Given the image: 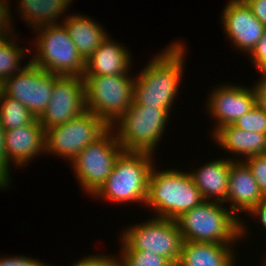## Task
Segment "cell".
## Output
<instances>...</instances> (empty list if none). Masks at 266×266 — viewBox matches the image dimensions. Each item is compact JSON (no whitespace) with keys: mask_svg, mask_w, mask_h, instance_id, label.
<instances>
[{"mask_svg":"<svg viewBox=\"0 0 266 266\" xmlns=\"http://www.w3.org/2000/svg\"><path fill=\"white\" fill-rule=\"evenodd\" d=\"M171 113L168 108L142 106L133 101L111 129L124 151L153 154L167 130Z\"/></svg>","mask_w":266,"mask_h":266,"instance_id":"5","label":"cell"},{"mask_svg":"<svg viewBox=\"0 0 266 266\" xmlns=\"http://www.w3.org/2000/svg\"><path fill=\"white\" fill-rule=\"evenodd\" d=\"M233 247L219 243L183 241L176 266H235Z\"/></svg>","mask_w":266,"mask_h":266,"instance_id":"20","label":"cell"},{"mask_svg":"<svg viewBox=\"0 0 266 266\" xmlns=\"http://www.w3.org/2000/svg\"><path fill=\"white\" fill-rule=\"evenodd\" d=\"M141 223V224H140ZM125 228L120 242L121 250L149 251L177 265L183 244L176 220L152 217Z\"/></svg>","mask_w":266,"mask_h":266,"instance_id":"8","label":"cell"},{"mask_svg":"<svg viewBox=\"0 0 266 266\" xmlns=\"http://www.w3.org/2000/svg\"><path fill=\"white\" fill-rule=\"evenodd\" d=\"M7 1L8 0H0V50L13 36H15L11 20L12 14H10L11 5L10 2Z\"/></svg>","mask_w":266,"mask_h":266,"instance_id":"28","label":"cell"},{"mask_svg":"<svg viewBox=\"0 0 266 266\" xmlns=\"http://www.w3.org/2000/svg\"><path fill=\"white\" fill-rule=\"evenodd\" d=\"M123 266H174L168 259L149 251L121 250Z\"/></svg>","mask_w":266,"mask_h":266,"instance_id":"25","label":"cell"},{"mask_svg":"<svg viewBox=\"0 0 266 266\" xmlns=\"http://www.w3.org/2000/svg\"><path fill=\"white\" fill-rule=\"evenodd\" d=\"M242 1H258V0H242Z\"/></svg>","mask_w":266,"mask_h":266,"instance_id":"39","label":"cell"},{"mask_svg":"<svg viewBox=\"0 0 266 266\" xmlns=\"http://www.w3.org/2000/svg\"><path fill=\"white\" fill-rule=\"evenodd\" d=\"M22 20L35 29L40 26L57 24L73 0H18Z\"/></svg>","mask_w":266,"mask_h":266,"instance_id":"22","label":"cell"},{"mask_svg":"<svg viewBox=\"0 0 266 266\" xmlns=\"http://www.w3.org/2000/svg\"><path fill=\"white\" fill-rule=\"evenodd\" d=\"M212 138L221 149L234 154L235 157L231 158L233 161L239 158V161H244L250 156L266 154V134L247 132L233 124L222 126Z\"/></svg>","mask_w":266,"mask_h":266,"instance_id":"19","label":"cell"},{"mask_svg":"<svg viewBox=\"0 0 266 266\" xmlns=\"http://www.w3.org/2000/svg\"><path fill=\"white\" fill-rule=\"evenodd\" d=\"M16 36L15 34L0 50V81L2 82L20 72L28 64L21 67L22 59L27 56V53L32 52L29 48L19 47L20 45L16 43V39L19 41V38Z\"/></svg>","mask_w":266,"mask_h":266,"instance_id":"24","label":"cell"},{"mask_svg":"<svg viewBox=\"0 0 266 266\" xmlns=\"http://www.w3.org/2000/svg\"><path fill=\"white\" fill-rule=\"evenodd\" d=\"M224 205L205 200L177 218L183 241L235 245L248 236L240 217Z\"/></svg>","mask_w":266,"mask_h":266,"instance_id":"2","label":"cell"},{"mask_svg":"<svg viewBox=\"0 0 266 266\" xmlns=\"http://www.w3.org/2000/svg\"><path fill=\"white\" fill-rule=\"evenodd\" d=\"M232 162L231 157L217 158L189 172L204 200L225 204Z\"/></svg>","mask_w":266,"mask_h":266,"instance_id":"18","label":"cell"},{"mask_svg":"<svg viewBox=\"0 0 266 266\" xmlns=\"http://www.w3.org/2000/svg\"><path fill=\"white\" fill-rule=\"evenodd\" d=\"M221 14L222 28L234 48L250 55L266 27L242 0H229Z\"/></svg>","mask_w":266,"mask_h":266,"instance_id":"14","label":"cell"},{"mask_svg":"<svg viewBox=\"0 0 266 266\" xmlns=\"http://www.w3.org/2000/svg\"><path fill=\"white\" fill-rule=\"evenodd\" d=\"M248 214H250L252 218L256 217L258 222L260 221V224H262V227L266 230V197H264Z\"/></svg>","mask_w":266,"mask_h":266,"instance_id":"35","label":"cell"},{"mask_svg":"<svg viewBox=\"0 0 266 266\" xmlns=\"http://www.w3.org/2000/svg\"><path fill=\"white\" fill-rule=\"evenodd\" d=\"M122 43L107 36L102 44L85 61L83 76L124 75L131 70V53ZM129 70V71H128Z\"/></svg>","mask_w":266,"mask_h":266,"instance_id":"17","label":"cell"},{"mask_svg":"<svg viewBox=\"0 0 266 266\" xmlns=\"http://www.w3.org/2000/svg\"><path fill=\"white\" fill-rule=\"evenodd\" d=\"M266 258V257H265ZM265 263V264H264ZM264 263H263V266H266V259H264Z\"/></svg>","mask_w":266,"mask_h":266,"instance_id":"38","label":"cell"},{"mask_svg":"<svg viewBox=\"0 0 266 266\" xmlns=\"http://www.w3.org/2000/svg\"><path fill=\"white\" fill-rule=\"evenodd\" d=\"M35 119L26 106L3 93L0 101V124L4 130L31 124Z\"/></svg>","mask_w":266,"mask_h":266,"instance_id":"23","label":"cell"},{"mask_svg":"<svg viewBox=\"0 0 266 266\" xmlns=\"http://www.w3.org/2000/svg\"><path fill=\"white\" fill-rule=\"evenodd\" d=\"M110 127L93 113L45 130V152L71 162L89 144L100 138Z\"/></svg>","mask_w":266,"mask_h":266,"instance_id":"10","label":"cell"},{"mask_svg":"<svg viewBox=\"0 0 266 266\" xmlns=\"http://www.w3.org/2000/svg\"><path fill=\"white\" fill-rule=\"evenodd\" d=\"M20 71L3 82L4 94L16 99L40 118L46 111L55 84V74L46 72L30 61Z\"/></svg>","mask_w":266,"mask_h":266,"instance_id":"11","label":"cell"},{"mask_svg":"<svg viewBox=\"0 0 266 266\" xmlns=\"http://www.w3.org/2000/svg\"><path fill=\"white\" fill-rule=\"evenodd\" d=\"M3 93H4V91H3V82L0 81V101H1Z\"/></svg>","mask_w":266,"mask_h":266,"instance_id":"37","label":"cell"},{"mask_svg":"<svg viewBox=\"0 0 266 266\" xmlns=\"http://www.w3.org/2000/svg\"><path fill=\"white\" fill-rule=\"evenodd\" d=\"M261 79H258L253 87L256 92L257 104L266 109V74H261Z\"/></svg>","mask_w":266,"mask_h":266,"instance_id":"34","label":"cell"},{"mask_svg":"<svg viewBox=\"0 0 266 266\" xmlns=\"http://www.w3.org/2000/svg\"><path fill=\"white\" fill-rule=\"evenodd\" d=\"M244 162L250 168L261 193L266 197V154L250 156Z\"/></svg>","mask_w":266,"mask_h":266,"instance_id":"27","label":"cell"},{"mask_svg":"<svg viewBox=\"0 0 266 266\" xmlns=\"http://www.w3.org/2000/svg\"><path fill=\"white\" fill-rule=\"evenodd\" d=\"M206 110L212 119H216L214 134L224 125L233 124L236 119L250 111L257 104L254 87L223 84L208 95Z\"/></svg>","mask_w":266,"mask_h":266,"instance_id":"13","label":"cell"},{"mask_svg":"<svg viewBox=\"0 0 266 266\" xmlns=\"http://www.w3.org/2000/svg\"><path fill=\"white\" fill-rule=\"evenodd\" d=\"M86 111L83 77L55 75L51 98L39 121L46 130L80 117Z\"/></svg>","mask_w":266,"mask_h":266,"instance_id":"12","label":"cell"},{"mask_svg":"<svg viewBox=\"0 0 266 266\" xmlns=\"http://www.w3.org/2000/svg\"><path fill=\"white\" fill-rule=\"evenodd\" d=\"M264 198L250 168L244 161H233L230 167L226 203L229 209L238 213H248Z\"/></svg>","mask_w":266,"mask_h":266,"instance_id":"16","label":"cell"},{"mask_svg":"<svg viewBox=\"0 0 266 266\" xmlns=\"http://www.w3.org/2000/svg\"><path fill=\"white\" fill-rule=\"evenodd\" d=\"M47 264L39 259H33L24 255L0 258V266H46Z\"/></svg>","mask_w":266,"mask_h":266,"instance_id":"31","label":"cell"},{"mask_svg":"<svg viewBox=\"0 0 266 266\" xmlns=\"http://www.w3.org/2000/svg\"><path fill=\"white\" fill-rule=\"evenodd\" d=\"M61 22L79 54L86 61L107 38V31L94 19L80 14H69Z\"/></svg>","mask_w":266,"mask_h":266,"instance_id":"21","label":"cell"},{"mask_svg":"<svg viewBox=\"0 0 266 266\" xmlns=\"http://www.w3.org/2000/svg\"><path fill=\"white\" fill-rule=\"evenodd\" d=\"M233 125L247 132L266 134V109L256 104L254 108L236 119Z\"/></svg>","mask_w":266,"mask_h":266,"instance_id":"26","label":"cell"},{"mask_svg":"<svg viewBox=\"0 0 266 266\" xmlns=\"http://www.w3.org/2000/svg\"><path fill=\"white\" fill-rule=\"evenodd\" d=\"M154 163L151 153L123 151L106 182L92 198L122 204L137 202L145 206L149 174Z\"/></svg>","mask_w":266,"mask_h":266,"instance_id":"4","label":"cell"},{"mask_svg":"<svg viewBox=\"0 0 266 266\" xmlns=\"http://www.w3.org/2000/svg\"><path fill=\"white\" fill-rule=\"evenodd\" d=\"M135 76H83L87 111L111 128L133 102Z\"/></svg>","mask_w":266,"mask_h":266,"instance_id":"7","label":"cell"},{"mask_svg":"<svg viewBox=\"0 0 266 266\" xmlns=\"http://www.w3.org/2000/svg\"><path fill=\"white\" fill-rule=\"evenodd\" d=\"M249 56L256 70L266 62V30Z\"/></svg>","mask_w":266,"mask_h":266,"instance_id":"32","label":"cell"},{"mask_svg":"<svg viewBox=\"0 0 266 266\" xmlns=\"http://www.w3.org/2000/svg\"><path fill=\"white\" fill-rule=\"evenodd\" d=\"M72 266H123V262L119 257H115V255L107 256L106 255H90L85 256L84 258L80 259L79 261L73 263Z\"/></svg>","mask_w":266,"mask_h":266,"instance_id":"29","label":"cell"},{"mask_svg":"<svg viewBox=\"0 0 266 266\" xmlns=\"http://www.w3.org/2000/svg\"><path fill=\"white\" fill-rule=\"evenodd\" d=\"M4 145L6 160L10 166H26L40 153L46 154L45 129L36 118L31 124L5 130Z\"/></svg>","mask_w":266,"mask_h":266,"instance_id":"15","label":"cell"},{"mask_svg":"<svg viewBox=\"0 0 266 266\" xmlns=\"http://www.w3.org/2000/svg\"><path fill=\"white\" fill-rule=\"evenodd\" d=\"M4 133L5 130L0 124V189L6 190L8 189V185H10L11 177H9V173L11 172V166L8 164L6 160V151L4 145ZM10 168V169H9Z\"/></svg>","mask_w":266,"mask_h":266,"instance_id":"30","label":"cell"},{"mask_svg":"<svg viewBox=\"0 0 266 266\" xmlns=\"http://www.w3.org/2000/svg\"><path fill=\"white\" fill-rule=\"evenodd\" d=\"M257 71L259 74H266V62Z\"/></svg>","mask_w":266,"mask_h":266,"instance_id":"36","label":"cell"},{"mask_svg":"<svg viewBox=\"0 0 266 266\" xmlns=\"http://www.w3.org/2000/svg\"><path fill=\"white\" fill-rule=\"evenodd\" d=\"M123 151L114 130L109 128L100 138L78 153L70 165L82 190L92 197L106 182Z\"/></svg>","mask_w":266,"mask_h":266,"instance_id":"9","label":"cell"},{"mask_svg":"<svg viewBox=\"0 0 266 266\" xmlns=\"http://www.w3.org/2000/svg\"><path fill=\"white\" fill-rule=\"evenodd\" d=\"M186 48L176 41L149 60L135 77L133 101L172 110L185 67Z\"/></svg>","mask_w":266,"mask_h":266,"instance_id":"1","label":"cell"},{"mask_svg":"<svg viewBox=\"0 0 266 266\" xmlns=\"http://www.w3.org/2000/svg\"><path fill=\"white\" fill-rule=\"evenodd\" d=\"M37 49L29 60L34 65L59 76H80L85 72V60L79 54L65 26L50 24L33 30Z\"/></svg>","mask_w":266,"mask_h":266,"instance_id":"6","label":"cell"},{"mask_svg":"<svg viewBox=\"0 0 266 266\" xmlns=\"http://www.w3.org/2000/svg\"><path fill=\"white\" fill-rule=\"evenodd\" d=\"M204 200L189 172L167 169L149 174L146 207L155 217L176 220Z\"/></svg>","mask_w":266,"mask_h":266,"instance_id":"3","label":"cell"},{"mask_svg":"<svg viewBox=\"0 0 266 266\" xmlns=\"http://www.w3.org/2000/svg\"><path fill=\"white\" fill-rule=\"evenodd\" d=\"M243 2L251 8L255 17L266 27V0Z\"/></svg>","mask_w":266,"mask_h":266,"instance_id":"33","label":"cell"}]
</instances>
